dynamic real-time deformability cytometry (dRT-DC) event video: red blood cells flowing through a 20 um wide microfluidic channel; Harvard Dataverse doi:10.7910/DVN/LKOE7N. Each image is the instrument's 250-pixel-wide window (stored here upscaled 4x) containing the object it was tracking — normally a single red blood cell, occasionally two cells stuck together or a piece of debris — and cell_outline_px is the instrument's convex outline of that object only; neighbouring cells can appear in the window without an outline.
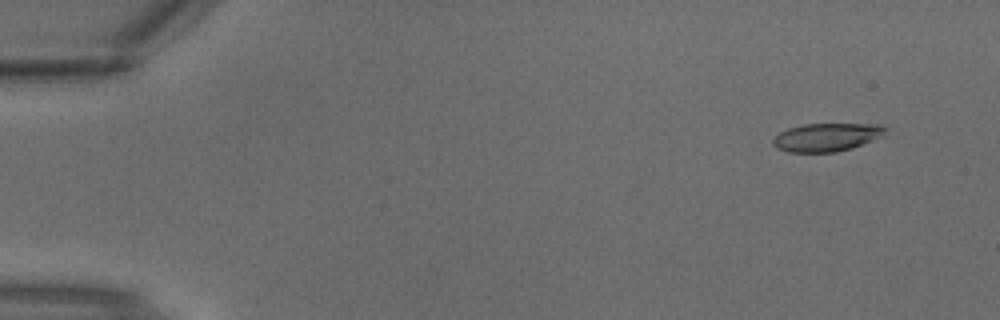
{"species": "common noctule bat (a hibernating species)", "species_latin": "Nyctalus noctula", "temperature_condition": "warm", "stored_images_in_passage": 2, "camera_frame_rate_fps": 3000, "um_per_image_px": 0.085, "animal": {"sex": "male", "body_mass_g": 18.8}, "frame": {"image": 1, "passage_image": 1, "time_ms": 0.0, "image_size_px": [1000, 320], "cell_outline_px": [[892, 128], [884, 136], [852, 148], [836, 152], [788, 152], [776, 148], [772, 144], [772, 140], [780, 132], [788, 128], [804, 124], [876, 124]], "centroid_in_image_um": [70.32, 11.66], "position_along_channel_um": 14.7, "area_um2": 18.73}}
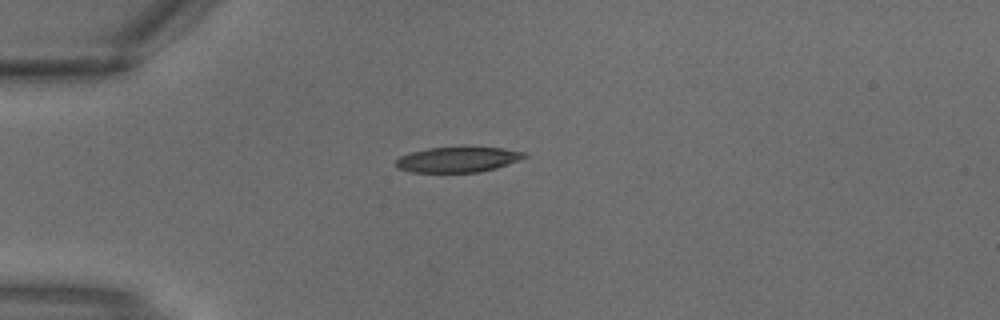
{"frame": {"image": 2, "passage_image": 2, "time_ms": 0.333, "image_size_px": [1000, 320], "cell_outline_px": [[528, 156], [520, 160], [496, 168], [480, 172], [412, 172], [396, 168], [396, 160], [400, 156], [412, 152], [428, 148], [500, 148], [524, 152]], "centroid_in_image_um": [38.9, 13.58], "position_along_channel_um": 46.1, "area_um2": 18.67}}